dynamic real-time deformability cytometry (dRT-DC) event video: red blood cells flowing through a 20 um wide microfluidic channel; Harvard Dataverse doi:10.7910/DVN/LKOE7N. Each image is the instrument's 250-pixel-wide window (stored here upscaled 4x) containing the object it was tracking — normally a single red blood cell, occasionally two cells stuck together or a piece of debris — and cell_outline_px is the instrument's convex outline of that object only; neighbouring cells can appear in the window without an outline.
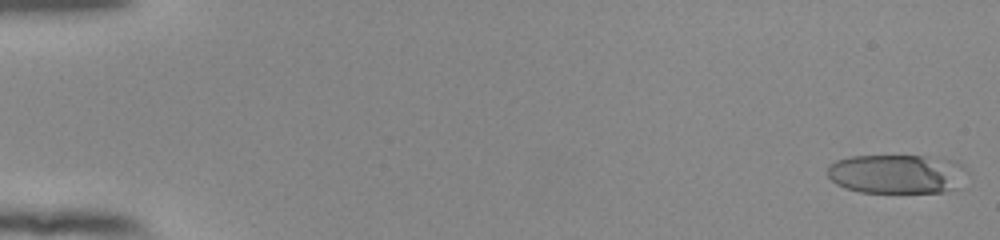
{"species": "human", "species_latin": "Homo sapiens", "temperature_condition": "room temperature", "stored_images_in_passage": 15, "camera_frame_rate_fps": 3000, "um_per_image_px": 0.085, "donor": {"sex": "female"}, "frame": {"image": 1, "passage_image": 1, "time_ms": 0.0, "image_size_px": [1000, 240], "cell_outline_px": [[968, 172], [956, 188], [944, 192], [860, 192], [844, 188], [836, 184], [828, 176], [828, 164], [836, 160], [852, 156], [924, 156], [956, 160]], "centroid_in_image_um": [76.22, 14.78], "position_along_channel_um": 8.8, "area_um2": 32.02}}